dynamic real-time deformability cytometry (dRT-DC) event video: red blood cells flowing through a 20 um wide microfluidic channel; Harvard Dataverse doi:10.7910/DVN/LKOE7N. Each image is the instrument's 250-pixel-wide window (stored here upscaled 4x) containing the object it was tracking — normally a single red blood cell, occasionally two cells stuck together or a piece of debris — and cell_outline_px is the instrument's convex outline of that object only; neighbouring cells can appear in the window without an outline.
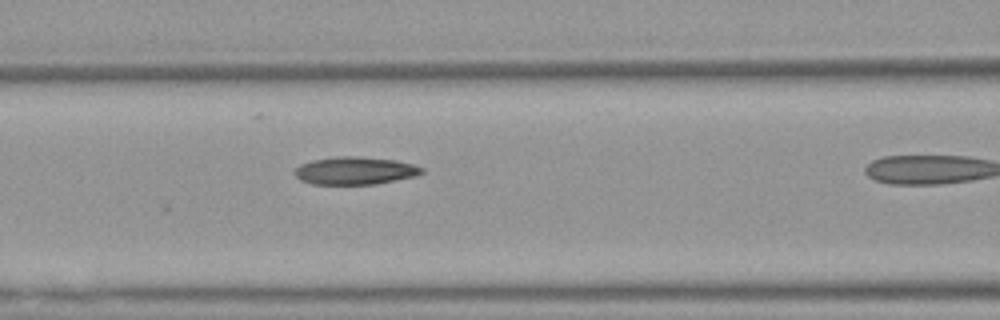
{"species": "Egyptian fruit bat (a non-hibernating species)", "species_latin": "Rousettus aegyptiacus", "temperature_condition": "warm", "stored_images_in_passage": 18, "camera_frame_rate_fps": 3000, "um_per_image_px": 0.085, "animal": {"sex": "female"}, "frame": {"image": 1, "passage_image": 18, "time_ms": 5.667, "image_size_px": [1000, 320], "cell_outline_px": [[424, 172], [416, 176], [376, 184], [312, 184], [300, 180], [292, 172], [300, 164], [312, 160], [336, 156], [356, 156], [396, 160], [412, 164], [424, 168]], "centroid_in_image_um": [30.16, 14.5], "position_along_channel_um": 136.4, "area_um2": 20.63}}